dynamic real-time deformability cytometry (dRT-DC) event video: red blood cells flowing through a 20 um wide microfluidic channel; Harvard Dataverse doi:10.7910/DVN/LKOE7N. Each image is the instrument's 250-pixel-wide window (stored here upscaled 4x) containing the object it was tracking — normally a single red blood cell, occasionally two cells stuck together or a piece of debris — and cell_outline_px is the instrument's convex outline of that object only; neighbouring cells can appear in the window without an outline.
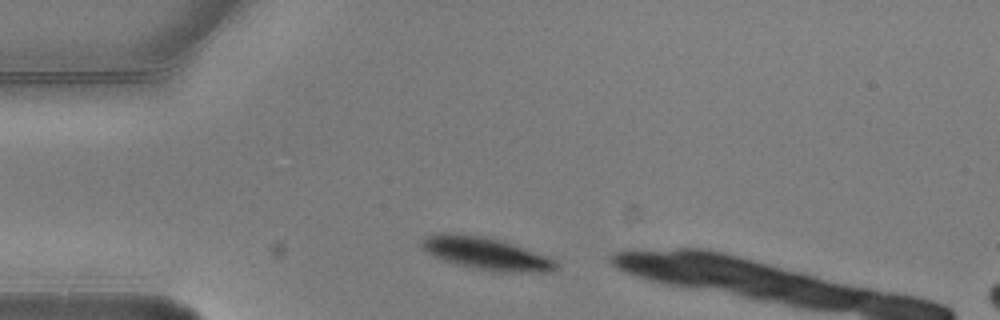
{"species": "common noctule bat (a hibernating species)", "species_latin": "Nyctalus noctula", "temperature_condition": "warm", "stored_images_in_passage": 2, "camera_frame_rate_fps": 3000, "um_per_image_px": 0.085, "animal": {"sex": "male", "body_mass_g": 20.5, "forearm_length_mm": 52.5}, "frame": {"image": 1, "passage_image": 1, "time_ms": 0.0, "image_size_px": [1000, 320], "cell_outline_px": [[560, 264], [552, 272], [496, 272], [456, 264], [444, 260], [428, 252], [420, 244], [420, 240], [428, 236], [444, 232], [448, 232], [476, 236], [500, 240], [548, 256], [556, 260]], "centroid_in_image_um": [41.38, 21.57], "position_along_channel_um": 43.6, "area_um2": 25.03}}